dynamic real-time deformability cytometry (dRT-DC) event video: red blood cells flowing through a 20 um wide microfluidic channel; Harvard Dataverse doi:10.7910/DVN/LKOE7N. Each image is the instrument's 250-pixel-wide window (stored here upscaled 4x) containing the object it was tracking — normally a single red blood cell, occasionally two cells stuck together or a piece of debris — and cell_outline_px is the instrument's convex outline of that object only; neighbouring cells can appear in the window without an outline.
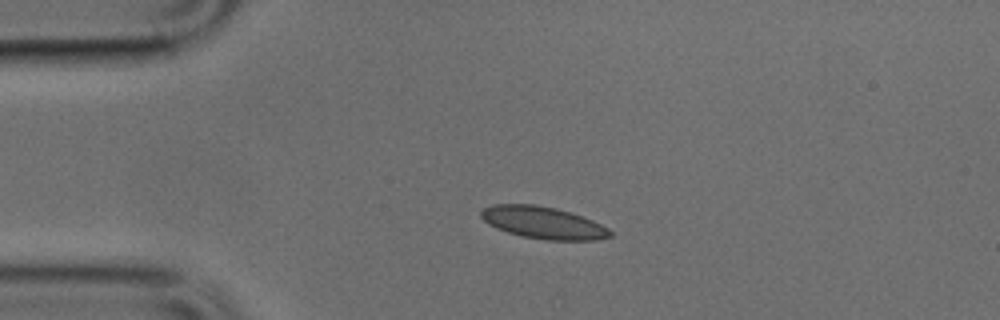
{"species": "common noctule bat (a hibernating species)", "species_latin": "Nyctalus noctula", "temperature_condition": "cold", "stored_images_in_passage": 19, "camera_frame_rate_fps": 3000, "um_per_image_px": 0.085, "animal": {"sex": "male", "body_mass_g": 17.9, "forearm_length_mm": 54.2}, "frame": {"image": 1, "passage_image": 11, "time_ms": 3.333, "image_size_px": [1000, 320], "cell_outline_px": [[612, 236], [596, 240], [548, 240], [524, 236], [508, 232], [496, 228], [488, 224], [480, 216], [480, 212], [484, 208], [492, 204], [536, 204], [556, 208], [572, 212], [592, 220], [608, 228], [612, 232]], "centroid_in_image_um": [46.17, 18.92], "position_along_channel_um": 38.8, "area_um2": 24.16}}